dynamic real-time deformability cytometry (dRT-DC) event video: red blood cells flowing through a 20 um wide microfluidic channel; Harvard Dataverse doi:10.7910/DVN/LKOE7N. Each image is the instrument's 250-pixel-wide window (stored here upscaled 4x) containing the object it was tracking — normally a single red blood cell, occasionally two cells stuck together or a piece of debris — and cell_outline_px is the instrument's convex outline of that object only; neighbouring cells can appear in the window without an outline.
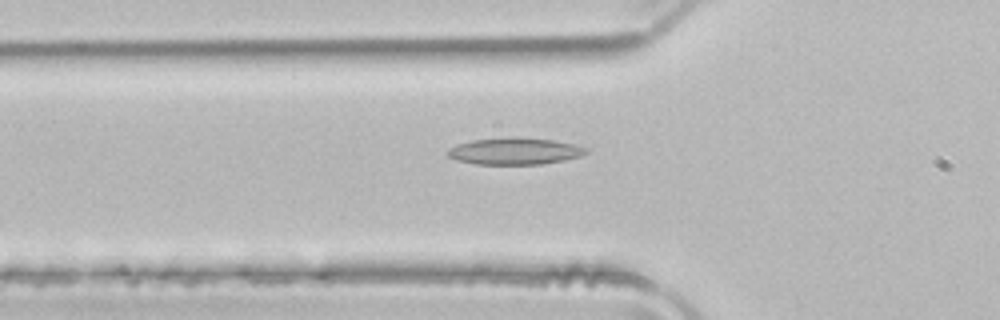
{"species": "common noctule bat (a hibernating species)", "species_latin": "Nyctalus noctula", "temperature_condition": "room temperature", "stored_images_in_passage": 50, "camera_frame_rate_fps": 3000, "um_per_image_px": 0.085, "animal": {"sex": "male", "body_mass_g": 21.5, "forearm_length_mm": 52.0}, "frame": {"image": 1, "passage_image": 17, "time_ms": 5.333, "image_size_px": [1000, 320], "cell_outline_px": [[588, 152], [580, 156], [564, 160], [540, 164], [476, 164], [456, 160], [448, 156], [444, 152], [448, 148], [456, 144], [472, 140], [552, 140], [572, 144], [588, 148]], "centroid_in_image_um": [43.7, 12.9], "position_along_channel_um": 82.1, "area_um2": 20.58}}
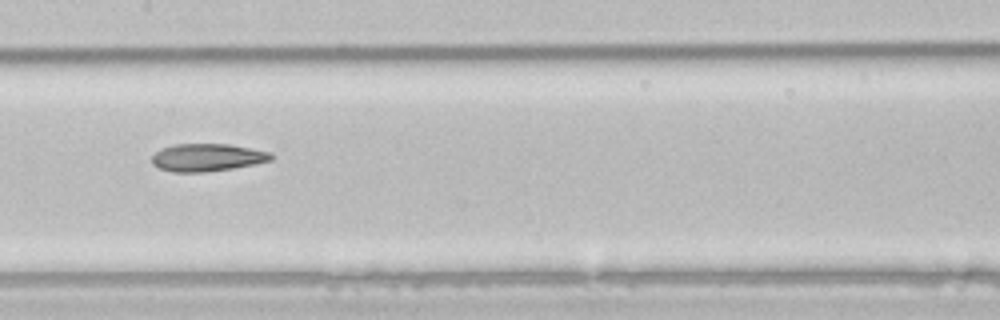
{"frame": {"image": 2, "passage_image": 25, "time_ms": 8.0, "image_size_px": [1000, 320], "cell_outline_px": [[272, 160], [256, 164], [232, 168], [204, 172], [172, 172], [156, 168], [152, 164], [152, 156], [160, 148], [172, 144], [228, 144], [272, 152]], "centroid_in_image_um": [17.58, 13.38], "position_along_channel_um": 189.8, "area_um2": 19.36}}
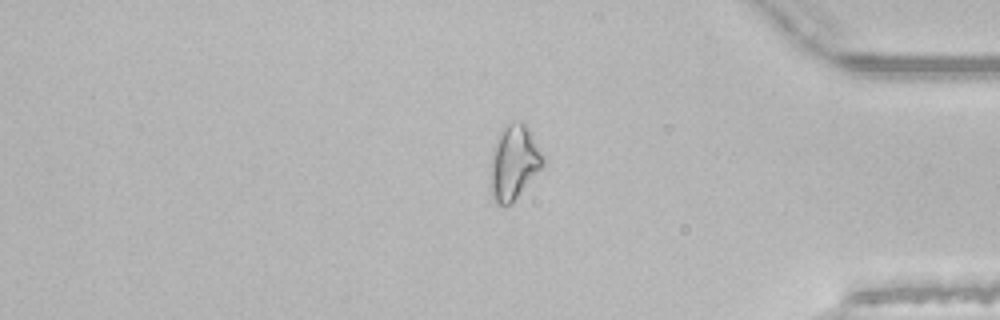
{"frame": {"image": 3, "passage_image": 42, "time_ms": 13.667, "image_size_px": [1000, 320], "cell_outline_px": [[544, 164], [512, 204], [496, 204], [492, 200], [488, 184], [488, 164], [492, 148], [496, 136], [500, 128], [504, 124], [520, 120], [528, 128], [544, 156]], "centroid_in_image_um": [43.59, 13.81], "position_along_channel_um": 391.6, "area_um2": 23.76}, "authors_computed_cell_mechanics": {"area_um2": 21.0681, "velocity_mm_per_s": 4.0019, "shape_relaxation_time_tau1_ms": 5.3534, "shape_relaxation_time_tau2_ms": 6.3973, "deformation_change_tau1": 0.1479, "deformation_change_tau2": 0.1784}}